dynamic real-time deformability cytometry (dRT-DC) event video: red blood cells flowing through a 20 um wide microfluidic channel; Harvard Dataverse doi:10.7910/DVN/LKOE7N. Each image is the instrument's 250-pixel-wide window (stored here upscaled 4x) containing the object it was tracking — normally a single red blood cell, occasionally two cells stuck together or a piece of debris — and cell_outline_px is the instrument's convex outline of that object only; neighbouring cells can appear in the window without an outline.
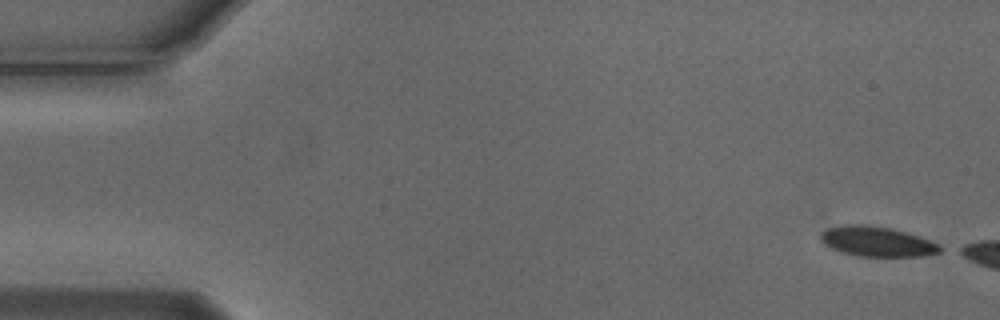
{"species": "Egyptian fruit bat (a non-hibernating species)", "species_latin": "Rousettus aegyptiacus", "temperature_condition": "cold", "stored_images_in_passage": 3, "camera_frame_rate_fps": 3000, "um_per_image_px": 0.085, "animal": {"sex": "male"}, "frame": {"image": 1, "passage_image": 1, "time_ms": 0.0, "image_size_px": [1000, 320], "cell_outline_px": [[948, 248], [940, 252], [924, 256], [856, 256], [840, 252], [824, 244], [820, 240], [820, 232], [828, 228], [848, 224], [860, 224], [888, 228], [904, 232], [940, 244]], "centroid_in_image_um": [74.55, 20.54], "position_along_channel_um": 10.5, "area_um2": 20.81}}